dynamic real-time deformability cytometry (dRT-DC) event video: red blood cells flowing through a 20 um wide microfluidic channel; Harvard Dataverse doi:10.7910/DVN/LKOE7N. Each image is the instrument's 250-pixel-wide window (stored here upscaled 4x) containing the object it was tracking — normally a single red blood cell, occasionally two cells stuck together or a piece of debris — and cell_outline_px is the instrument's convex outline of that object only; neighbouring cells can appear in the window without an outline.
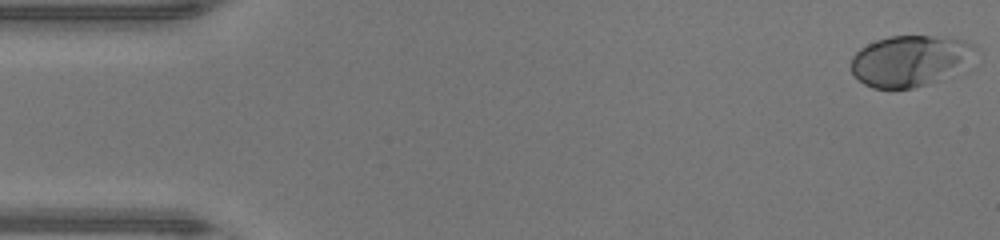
{"species": "human", "species_latin": "Homo sapiens", "temperature_condition": "warm", "stored_images_in_passage": 48, "camera_frame_rate_fps": 3000, "um_per_image_px": 0.085, "donor": {"sex": "male"}, "frame": {"image": 1, "passage_image": 1, "time_ms": 0.0, "image_size_px": [1000, 240], "cell_outline_px": [[976, 48], [960, 64], [936, 80], [928, 84], [912, 88], [872, 88], [864, 84], [852, 72], [852, 56], [860, 48], [876, 40], [888, 36], [932, 36], [964, 40], [972, 44]], "centroid_in_image_um": [77.2, 5.15], "position_along_channel_um": 7.8, "area_um2": 35.43}}
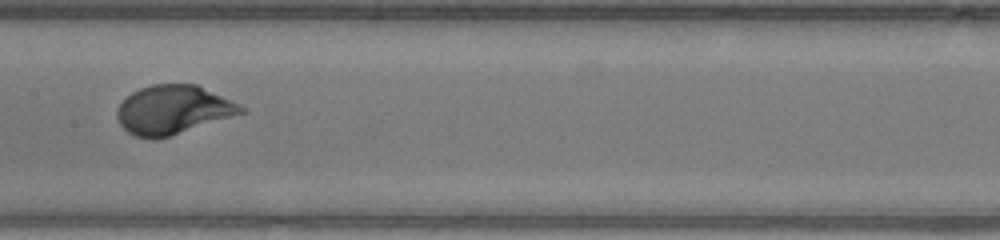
{"frame": {"image": 2, "passage_image": 24, "time_ms": 7.667, "image_size_px": [1000, 240], "cell_outline_px": [[248, 112], [156, 140], [152, 140], [136, 136], [128, 132], [120, 124], [116, 116], [116, 112], [120, 104], [132, 92], [140, 88], [152, 84], [196, 84], [240, 104], [248, 108]], "centroid_in_image_um": [14.74, 9.34], "position_along_channel_um": 192.7, "area_um2": 35.37}}
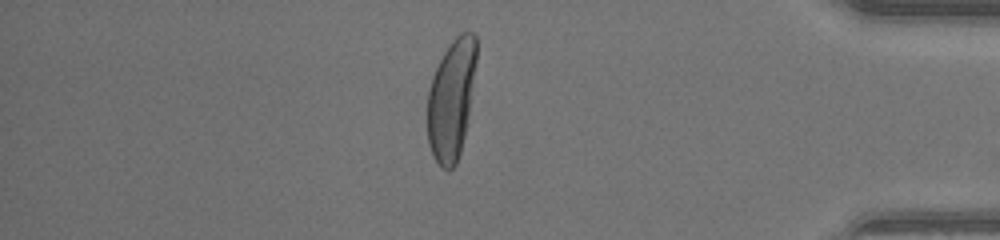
{"frame": {"image": 3, "passage_image": 41, "time_ms": 13.333, "image_size_px": [1000, 240], "cell_outline_px": [[476, 64], [464, 136], [460, 152], [456, 164], [448, 172], [440, 168], [432, 156], [428, 144], [428, 88], [432, 76], [444, 52], [452, 40], [460, 32], [472, 32], [476, 36]], "centroid_in_image_um": [38.34, 8.47], "position_along_channel_um": 396.9, "area_um2": 34.22}, "authors_computed_cell_mechanics": {"area_um2": 34.8823, "velocity_mm_per_s": 4.2893, "shape_relaxation_time_tau1_ms": 2.7543, "shape_relaxation_time_tau2_ms": null, "deformation_change_tau1": 0.202, "deformation_change_tau2": null}}